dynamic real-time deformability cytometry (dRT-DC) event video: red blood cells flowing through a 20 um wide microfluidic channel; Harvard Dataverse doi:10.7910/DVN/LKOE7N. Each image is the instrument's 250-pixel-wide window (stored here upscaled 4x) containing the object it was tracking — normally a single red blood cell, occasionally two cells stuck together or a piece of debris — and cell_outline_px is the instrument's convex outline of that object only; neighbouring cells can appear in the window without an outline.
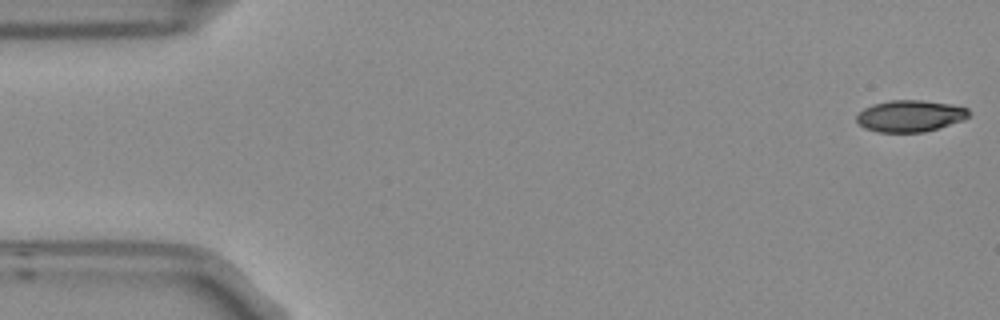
{"species": "Egyptian fruit bat (a non-hibernating species)", "species_latin": "Rousettus aegyptiacus", "temperature_condition": "room temperature", "stored_images_in_passage": 4, "camera_frame_rate_fps": 3000, "um_per_image_px": 0.085, "frame": {"image": 1, "passage_image": 1, "time_ms": 0.0, "image_size_px": [1000, 320], "cell_outline_px": [[968, 116], [964, 120], [924, 132], [876, 132], [864, 128], [856, 120], [856, 116], [864, 108], [872, 104], [892, 100], [920, 100], [952, 104], [968, 108]], "centroid_in_image_um": [77.34, 9.86], "position_along_channel_um": 7.7, "area_um2": 20.63}}
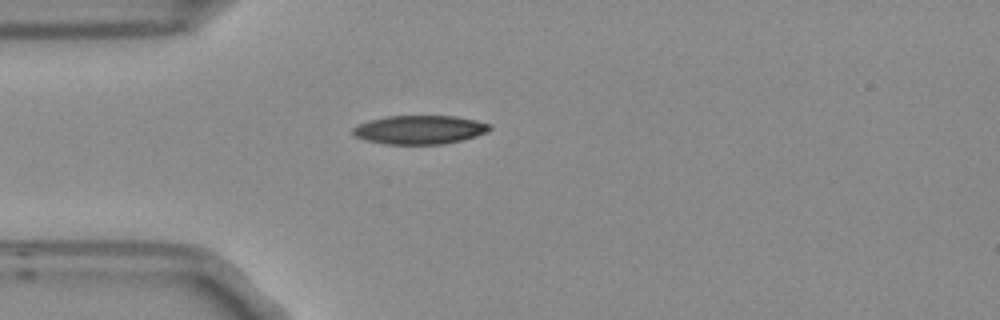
{"frame": {"image": 2, "passage_image": 4, "time_ms": 1.0, "image_size_px": [1000, 320], "cell_outline_px": [[492, 128], [488, 132], [476, 136], [444, 144], [384, 144], [364, 140], [356, 136], [352, 132], [352, 128], [368, 120], [388, 116], [456, 116], [476, 120], [488, 124]], "centroid_in_image_um": [35.66, 11.03], "position_along_channel_um": 49.3, "area_um2": 22.89}}